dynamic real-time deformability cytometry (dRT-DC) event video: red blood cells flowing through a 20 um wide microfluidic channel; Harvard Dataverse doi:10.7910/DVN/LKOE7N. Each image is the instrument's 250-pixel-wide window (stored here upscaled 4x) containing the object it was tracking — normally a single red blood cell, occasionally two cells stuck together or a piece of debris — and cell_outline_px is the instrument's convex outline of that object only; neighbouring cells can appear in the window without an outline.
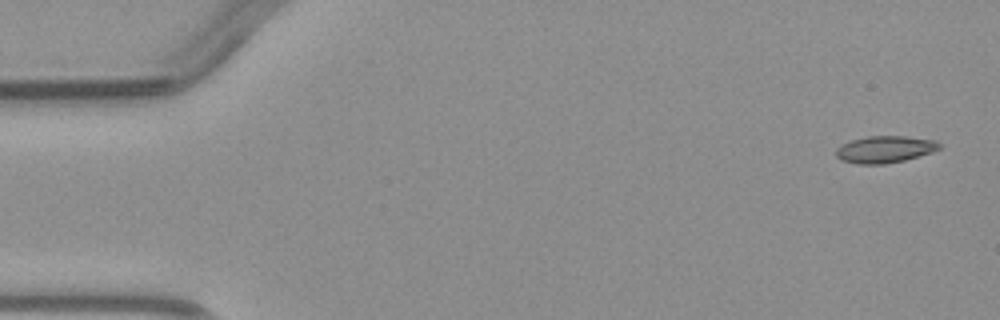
{"species": "common noctule bat (a hibernating species)", "species_latin": "Nyctalus noctula", "temperature_condition": "warm", "stored_images_in_passage": 6, "camera_frame_rate_fps": 3000, "um_per_image_px": 0.085, "animal": {"sex": "male", "body_mass_g": 23.1, "forearm_length_mm": 52.7}, "frame": {"image": 1, "passage_image": 1, "time_ms": 0.0, "image_size_px": [1000, 320], "cell_outline_px": [[940, 148], [932, 152], [904, 160], [884, 164], [856, 164], [840, 160], [836, 156], [836, 148], [852, 140], [868, 136], [904, 136], [936, 140], [940, 144]], "centroid_in_image_um": [75.2, 12.7], "position_along_channel_um": 9.8, "area_um2": 16.13}}
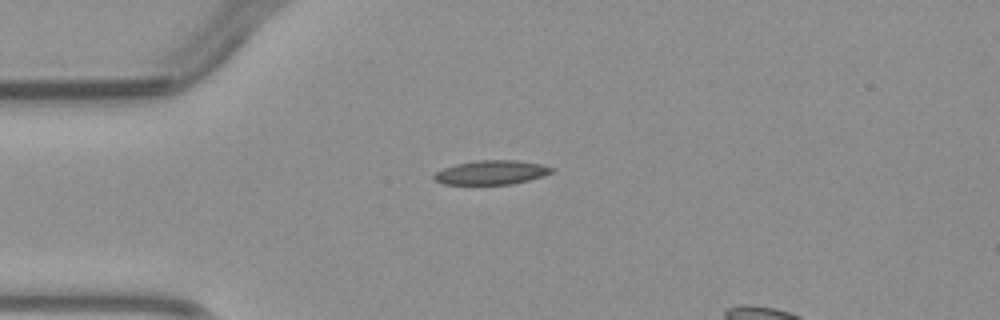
{"frame": {"image": 2, "passage_image": 4, "time_ms": 3.333, "image_size_px": [1000, 320], "cell_outline_px": [[556, 172], [528, 180], [512, 184], [444, 184], [436, 180], [432, 176], [436, 172], [444, 168], [456, 164], [476, 160], [516, 160], [540, 164], [556, 168]], "centroid_in_image_um": [41.81, 14.65], "position_along_channel_um": 43.2, "area_um2": 16.53}}